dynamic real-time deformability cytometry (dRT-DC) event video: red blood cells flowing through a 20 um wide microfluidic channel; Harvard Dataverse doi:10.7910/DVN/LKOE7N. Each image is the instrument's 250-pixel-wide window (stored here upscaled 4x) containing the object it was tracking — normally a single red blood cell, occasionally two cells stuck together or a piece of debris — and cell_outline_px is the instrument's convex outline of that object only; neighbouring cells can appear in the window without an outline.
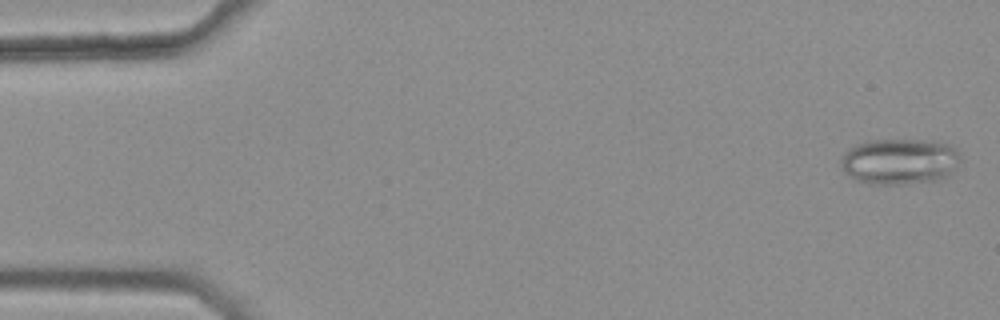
{"species": "common noctule bat (a hibernating species)", "species_latin": "Nyctalus noctula", "temperature_condition": "warm", "stored_images_in_passage": 47, "camera_frame_rate_fps": 3000, "um_per_image_px": 0.085, "animal": {"sex": "female", "body_mass_g": 25.1}, "frame": {"image": 1, "passage_image": 2, "time_ms": 0.333, "image_size_px": [1000, 320], "cell_outline_px": [[960, 160], [956, 168], [948, 176], [940, 180], [904, 184], [868, 184], [856, 180], [844, 172], [840, 164], [844, 152], [848, 148], [856, 144], [868, 140], [932, 140], [952, 144], [960, 152]], "centroid_in_image_um": [76.5, 13.71], "position_along_channel_um": 8.5, "area_um2": 32.6}}
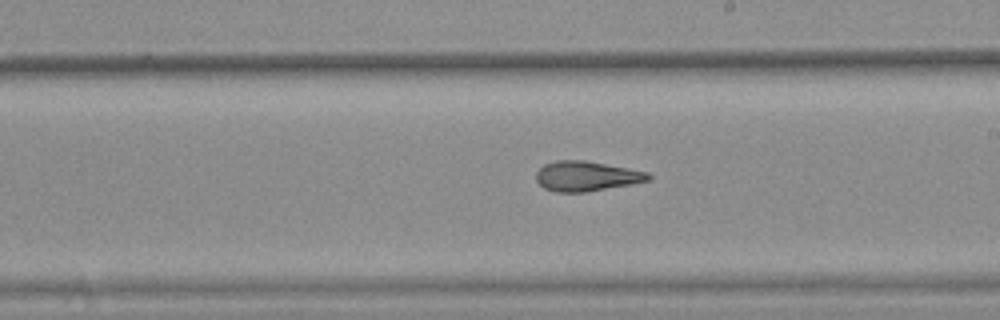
{"frame": {"image": 2, "passage_image": 31, "time_ms": 10.0, "image_size_px": [1000, 320], "cell_outline_px": [[652, 180], [632, 184], [584, 192], [556, 192], [544, 188], [536, 180], [536, 172], [544, 164], [556, 160], [584, 160], [628, 168], [648, 172], [652, 176]], "centroid_in_image_um": [49.86, 14.97], "position_along_channel_um": 239.1, "area_um2": 19.59}}
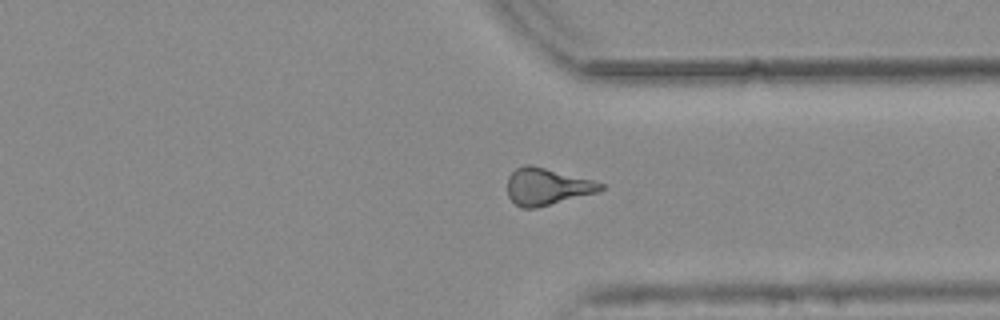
{"frame": {"image": 3, "passage_image": 41, "time_ms": 13.333, "image_size_px": [1000, 320], "cell_outline_px": [[604, 188], [596, 192], [536, 208], [520, 208], [508, 196], [508, 176], [516, 168], [524, 164], [532, 164], [592, 180], [604, 184]], "centroid_in_image_um": [46.45, 15.84], "position_along_channel_um": 364.9, "area_um2": 19.88}, "authors_computed_cell_mechanics": {"area_um2": 20.23, "velocity_mm_per_s": 3.7718, "shape_relaxation_time_tau1_ms": null, "shape_relaxation_time_tau2_ms": 2.6967, "deformation_change_tau1": null, "deformation_change_tau2": 0.1244}}